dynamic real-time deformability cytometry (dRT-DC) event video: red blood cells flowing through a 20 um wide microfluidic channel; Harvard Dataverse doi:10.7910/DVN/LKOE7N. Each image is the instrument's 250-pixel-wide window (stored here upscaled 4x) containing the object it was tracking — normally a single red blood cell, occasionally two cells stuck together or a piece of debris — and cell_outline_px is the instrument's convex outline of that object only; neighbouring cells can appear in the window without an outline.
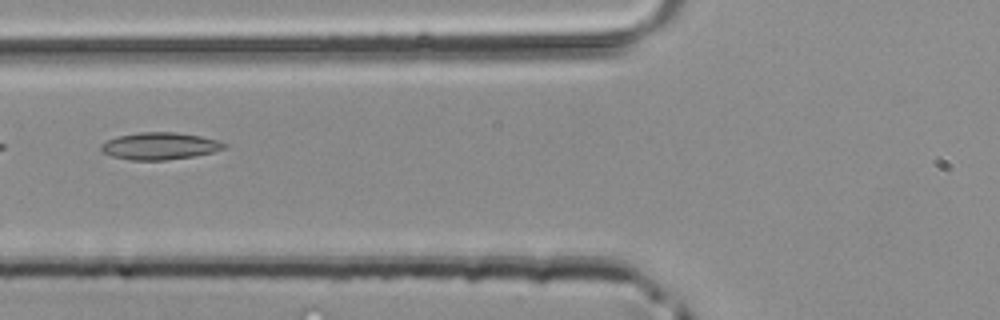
{"species": "common noctule bat (a hibernating species)", "species_latin": "Nyctalus noctula", "temperature_condition": "room temperature", "stored_images_in_passage": 6, "camera_frame_rate_fps": 3000, "um_per_image_px": 0.085, "animal": {"sex": "male", "body_mass_g": 20.4}, "frame": {"image": 1, "passage_image": 5, "time_ms": 1.333, "image_size_px": [1000, 320], "cell_outline_px": [[228, 144], [224, 148], [212, 152], [192, 156], [164, 160], [132, 160], [112, 156], [104, 152], [100, 148], [108, 140], [120, 136], [140, 132], [176, 132], [200, 136], [220, 140]], "centroid_in_image_um": [13.63, 12.4], "position_along_channel_um": 112.2, "area_um2": 19.13}}
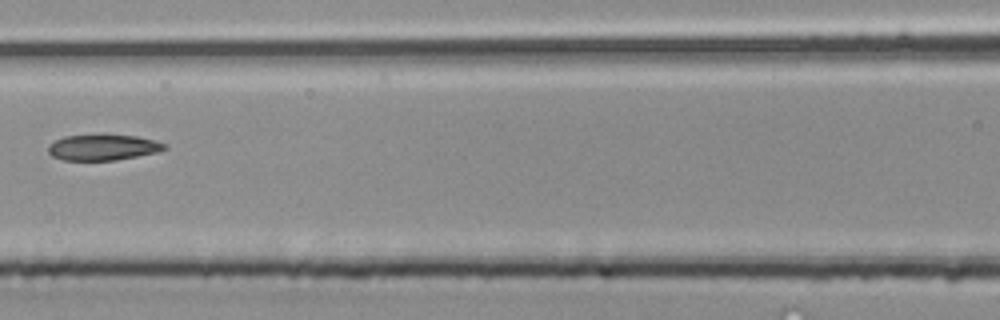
{"frame": {"image": 2, "passage_image": 6, "time_ms": 1.667, "image_size_px": [1000, 320], "cell_outline_px": [[168, 148], [156, 152], [116, 160], [64, 160], [52, 156], [48, 152], [48, 144], [64, 136], [104, 132], [136, 136], [168, 144]], "centroid_in_image_um": [8.73, 12.48], "position_along_channel_um": 157.9, "area_um2": 18.09}}